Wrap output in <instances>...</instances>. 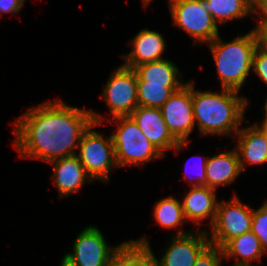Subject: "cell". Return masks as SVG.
Segmentation results:
<instances>
[{
  "label": "cell",
  "instance_id": "6da1fadb",
  "mask_svg": "<svg viewBox=\"0 0 267 266\" xmlns=\"http://www.w3.org/2000/svg\"><path fill=\"white\" fill-rule=\"evenodd\" d=\"M104 119L107 117L62 100L44 102L29 108L14 122V148L22 158L46 162L76 155L84 132Z\"/></svg>",
  "mask_w": 267,
  "mask_h": 266
},
{
  "label": "cell",
  "instance_id": "7a4b0ae2",
  "mask_svg": "<svg viewBox=\"0 0 267 266\" xmlns=\"http://www.w3.org/2000/svg\"><path fill=\"white\" fill-rule=\"evenodd\" d=\"M238 94V91L225 88H221L220 93L196 91L192 80L194 121L200 135H231L232 138L236 135L249 105V100Z\"/></svg>",
  "mask_w": 267,
  "mask_h": 266
},
{
  "label": "cell",
  "instance_id": "3957f363",
  "mask_svg": "<svg viewBox=\"0 0 267 266\" xmlns=\"http://www.w3.org/2000/svg\"><path fill=\"white\" fill-rule=\"evenodd\" d=\"M209 46L217 67L221 88L240 91L252 70L253 55L258 46L257 34L252 28L243 36L224 42L220 35Z\"/></svg>",
  "mask_w": 267,
  "mask_h": 266
},
{
  "label": "cell",
  "instance_id": "277c9868",
  "mask_svg": "<svg viewBox=\"0 0 267 266\" xmlns=\"http://www.w3.org/2000/svg\"><path fill=\"white\" fill-rule=\"evenodd\" d=\"M118 128L111 134L117 166L136 165L143 166L145 163L164 157L130 116L116 117Z\"/></svg>",
  "mask_w": 267,
  "mask_h": 266
},
{
  "label": "cell",
  "instance_id": "5b68a950",
  "mask_svg": "<svg viewBox=\"0 0 267 266\" xmlns=\"http://www.w3.org/2000/svg\"><path fill=\"white\" fill-rule=\"evenodd\" d=\"M99 123H92L82 135L78 156L92 181L101 180L108 183L109 173L118 167L111 135L104 138L102 134L93 130Z\"/></svg>",
  "mask_w": 267,
  "mask_h": 266
},
{
  "label": "cell",
  "instance_id": "8992f818",
  "mask_svg": "<svg viewBox=\"0 0 267 266\" xmlns=\"http://www.w3.org/2000/svg\"><path fill=\"white\" fill-rule=\"evenodd\" d=\"M129 241L110 247L96 226H87L76 237L73 252L62 258L70 266H111L116 255Z\"/></svg>",
  "mask_w": 267,
  "mask_h": 266
},
{
  "label": "cell",
  "instance_id": "52a82bcc",
  "mask_svg": "<svg viewBox=\"0 0 267 266\" xmlns=\"http://www.w3.org/2000/svg\"><path fill=\"white\" fill-rule=\"evenodd\" d=\"M173 25L193 38V44L211 43L219 36L218 24L202 7V0H168Z\"/></svg>",
  "mask_w": 267,
  "mask_h": 266
},
{
  "label": "cell",
  "instance_id": "ba28073f",
  "mask_svg": "<svg viewBox=\"0 0 267 266\" xmlns=\"http://www.w3.org/2000/svg\"><path fill=\"white\" fill-rule=\"evenodd\" d=\"M252 217L251 206L242 203L236 194L229 201H219L215 220L207 231L210 244L222 248L232 238L251 231Z\"/></svg>",
  "mask_w": 267,
  "mask_h": 266
},
{
  "label": "cell",
  "instance_id": "9c48e42d",
  "mask_svg": "<svg viewBox=\"0 0 267 266\" xmlns=\"http://www.w3.org/2000/svg\"><path fill=\"white\" fill-rule=\"evenodd\" d=\"M113 118L130 116L138 107L137 74L124 65L110 75L101 94Z\"/></svg>",
  "mask_w": 267,
  "mask_h": 266
},
{
  "label": "cell",
  "instance_id": "30bf717a",
  "mask_svg": "<svg viewBox=\"0 0 267 266\" xmlns=\"http://www.w3.org/2000/svg\"><path fill=\"white\" fill-rule=\"evenodd\" d=\"M160 109L173 137L178 142H189V135L195 128L192 81L175 91Z\"/></svg>",
  "mask_w": 267,
  "mask_h": 266
},
{
  "label": "cell",
  "instance_id": "8fae6325",
  "mask_svg": "<svg viewBox=\"0 0 267 266\" xmlns=\"http://www.w3.org/2000/svg\"><path fill=\"white\" fill-rule=\"evenodd\" d=\"M210 244L206 230L185 232L178 228L161 259L154 256L156 266H194L200 253Z\"/></svg>",
  "mask_w": 267,
  "mask_h": 266
},
{
  "label": "cell",
  "instance_id": "7c38bea8",
  "mask_svg": "<svg viewBox=\"0 0 267 266\" xmlns=\"http://www.w3.org/2000/svg\"><path fill=\"white\" fill-rule=\"evenodd\" d=\"M130 117L163 155L167 150L174 149L179 153L182 148L187 147L188 142H178L168 130L161 109L138 106Z\"/></svg>",
  "mask_w": 267,
  "mask_h": 266
},
{
  "label": "cell",
  "instance_id": "4fadbf2b",
  "mask_svg": "<svg viewBox=\"0 0 267 266\" xmlns=\"http://www.w3.org/2000/svg\"><path fill=\"white\" fill-rule=\"evenodd\" d=\"M132 50L125 55H121L125 61L122 64L134 69L136 66L164 59L162 54L165 50V39L162 34L148 29H142L129 41Z\"/></svg>",
  "mask_w": 267,
  "mask_h": 266
},
{
  "label": "cell",
  "instance_id": "5bb4252c",
  "mask_svg": "<svg viewBox=\"0 0 267 266\" xmlns=\"http://www.w3.org/2000/svg\"><path fill=\"white\" fill-rule=\"evenodd\" d=\"M235 136L238 140L236 151L242 171L246 164L267 163V134L259 123L240 128Z\"/></svg>",
  "mask_w": 267,
  "mask_h": 266
},
{
  "label": "cell",
  "instance_id": "9a60e30c",
  "mask_svg": "<svg viewBox=\"0 0 267 266\" xmlns=\"http://www.w3.org/2000/svg\"><path fill=\"white\" fill-rule=\"evenodd\" d=\"M190 188L181 202L186 221L194 222L196 230H199L201 220L210 218L211 227L219 202L216 199V190L207 186H191Z\"/></svg>",
  "mask_w": 267,
  "mask_h": 266
},
{
  "label": "cell",
  "instance_id": "2e32d148",
  "mask_svg": "<svg viewBox=\"0 0 267 266\" xmlns=\"http://www.w3.org/2000/svg\"><path fill=\"white\" fill-rule=\"evenodd\" d=\"M49 163L53 164L52 178L59 191V199L79 191L86 179L93 182L77 155L58 158Z\"/></svg>",
  "mask_w": 267,
  "mask_h": 266
},
{
  "label": "cell",
  "instance_id": "e0dca14e",
  "mask_svg": "<svg viewBox=\"0 0 267 266\" xmlns=\"http://www.w3.org/2000/svg\"><path fill=\"white\" fill-rule=\"evenodd\" d=\"M206 171L207 187L216 190L219 186L232 184L242 172L236 149L208 157Z\"/></svg>",
  "mask_w": 267,
  "mask_h": 266
},
{
  "label": "cell",
  "instance_id": "ac0fdd59",
  "mask_svg": "<svg viewBox=\"0 0 267 266\" xmlns=\"http://www.w3.org/2000/svg\"><path fill=\"white\" fill-rule=\"evenodd\" d=\"M222 251L224 259L234 258L236 262L233 264L249 266H254L251 262L261 261L263 254H266L259 238L252 231L232 238L222 247Z\"/></svg>",
  "mask_w": 267,
  "mask_h": 266
},
{
  "label": "cell",
  "instance_id": "d6986e66",
  "mask_svg": "<svg viewBox=\"0 0 267 266\" xmlns=\"http://www.w3.org/2000/svg\"><path fill=\"white\" fill-rule=\"evenodd\" d=\"M134 70L137 74V82L165 84V87H182L186 84L180 80L182 75L179 68L167 58L140 64Z\"/></svg>",
  "mask_w": 267,
  "mask_h": 266
},
{
  "label": "cell",
  "instance_id": "ffe728a7",
  "mask_svg": "<svg viewBox=\"0 0 267 266\" xmlns=\"http://www.w3.org/2000/svg\"><path fill=\"white\" fill-rule=\"evenodd\" d=\"M253 4L251 0H202V7L218 25L253 14Z\"/></svg>",
  "mask_w": 267,
  "mask_h": 266
},
{
  "label": "cell",
  "instance_id": "44dd1931",
  "mask_svg": "<svg viewBox=\"0 0 267 266\" xmlns=\"http://www.w3.org/2000/svg\"><path fill=\"white\" fill-rule=\"evenodd\" d=\"M111 266H156L146 237L130 240L116 255Z\"/></svg>",
  "mask_w": 267,
  "mask_h": 266
},
{
  "label": "cell",
  "instance_id": "7402d4cb",
  "mask_svg": "<svg viewBox=\"0 0 267 266\" xmlns=\"http://www.w3.org/2000/svg\"><path fill=\"white\" fill-rule=\"evenodd\" d=\"M153 216L156 224L166 229H173L186 222L182 203L170 196L159 200L154 206Z\"/></svg>",
  "mask_w": 267,
  "mask_h": 266
},
{
  "label": "cell",
  "instance_id": "603a6c76",
  "mask_svg": "<svg viewBox=\"0 0 267 266\" xmlns=\"http://www.w3.org/2000/svg\"><path fill=\"white\" fill-rule=\"evenodd\" d=\"M181 87H165V84L137 82L138 106L161 108L170 96Z\"/></svg>",
  "mask_w": 267,
  "mask_h": 266
},
{
  "label": "cell",
  "instance_id": "cb8c5ba5",
  "mask_svg": "<svg viewBox=\"0 0 267 266\" xmlns=\"http://www.w3.org/2000/svg\"><path fill=\"white\" fill-rule=\"evenodd\" d=\"M251 231L259 238L267 254V200L257 210L253 209Z\"/></svg>",
  "mask_w": 267,
  "mask_h": 266
},
{
  "label": "cell",
  "instance_id": "d4e9b609",
  "mask_svg": "<svg viewBox=\"0 0 267 266\" xmlns=\"http://www.w3.org/2000/svg\"><path fill=\"white\" fill-rule=\"evenodd\" d=\"M224 259L222 248L209 244L198 256L194 266H221Z\"/></svg>",
  "mask_w": 267,
  "mask_h": 266
},
{
  "label": "cell",
  "instance_id": "484cf974",
  "mask_svg": "<svg viewBox=\"0 0 267 266\" xmlns=\"http://www.w3.org/2000/svg\"><path fill=\"white\" fill-rule=\"evenodd\" d=\"M267 85V51L257 46L253 55L252 71Z\"/></svg>",
  "mask_w": 267,
  "mask_h": 266
},
{
  "label": "cell",
  "instance_id": "4316f807",
  "mask_svg": "<svg viewBox=\"0 0 267 266\" xmlns=\"http://www.w3.org/2000/svg\"><path fill=\"white\" fill-rule=\"evenodd\" d=\"M200 159H201V161L198 164V169H196L197 173H195L196 177H194L195 180L193 178H190L189 176L187 177V174H185V176H184V180L187 181L190 184L192 183L191 184L192 187L193 186L194 187H196V186H206V172H207L206 171V164H207L208 157L207 158L200 157Z\"/></svg>",
  "mask_w": 267,
  "mask_h": 266
},
{
  "label": "cell",
  "instance_id": "83f0119b",
  "mask_svg": "<svg viewBox=\"0 0 267 266\" xmlns=\"http://www.w3.org/2000/svg\"><path fill=\"white\" fill-rule=\"evenodd\" d=\"M24 3V0H0V17L1 13H19Z\"/></svg>",
  "mask_w": 267,
  "mask_h": 266
},
{
  "label": "cell",
  "instance_id": "f1b7e54d",
  "mask_svg": "<svg viewBox=\"0 0 267 266\" xmlns=\"http://www.w3.org/2000/svg\"><path fill=\"white\" fill-rule=\"evenodd\" d=\"M254 30L258 38V46L267 51V22H257Z\"/></svg>",
  "mask_w": 267,
  "mask_h": 266
},
{
  "label": "cell",
  "instance_id": "f546056e",
  "mask_svg": "<svg viewBox=\"0 0 267 266\" xmlns=\"http://www.w3.org/2000/svg\"><path fill=\"white\" fill-rule=\"evenodd\" d=\"M253 13L259 18H257V22H267V0H256L253 4Z\"/></svg>",
  "mask_w": 267,
  "mask_h": 266
},
{
  "label": "cell",
  "instance_id": "4dcf8cb0",
  "mask_svg": "<svg viewBox=\"0 0 267 266\" xmlns=\"http://www.w3.org/2000/svg\"><path fill=\"white\" fill-rule=\"evenodd\" d=\"M261 127L263 128V130L266 132L267 134V119H263L262 123H261Z\"/></svg>",
  "mask_w": 267,
  "mask_h": 266
},
{
  "label": "cell",
  "instance_id": "1f68e13d",
  "mask_svg": "<svg viewBox=\"0 0 267 266\" xmlns=\"http://www.w3.org/2000/svg\"><path fill=\"white\" fill-rule=\"evenodd\" d=\"M263 109H264V110H263V111H264L263 114L265 115V116H264V119H267V98H266L265 105H264V108H263Z\"/></svg>",
  "mask_w": 267,
  "mask_h": 266
},
{
  "label": "cell",
  "instance_id": "d6a6232c",
  "mask_svg": "<svg viewBox=\"0 0 267 266\" xmlns=\"http://www.w3.org/2000/svg\"><path fill=\"white\" fill-rule=\"evenodd\" d=\"M153 0H142L144 7H148Z\"/></svg>",
  "mask_w": 267,
  "mask_h": 266
},
{
  "label": "cell",
  "instance_id": "836d02e7",
  "mask_svg": "<svg viewBox=\"0 0 267 266\" xmlns=\"http://www.w3.org/2000/svg\"><path fill=\"white\" fill-rule=\"evenodd\" d=\"M62 262L60 263V266H70L68 265L65 261L61 260Z\"/></svg>",
  "mask_w": 267,
  "mask_h": 266
},
{
  "label": "cell",
  "instance_id": "e575fe53",
  "mask_svg": "<svg viewBox=\"0 0 267 266\" xmlns=\"http://www.w3.org/2000/svg\"><path fill=\"white\" fill-rule=\"evenodd\" d=\"M221 266H222V265H221ZM232 266H249V265L233 264Z\"/></svg>",
  "mask_w": 267,
  "mask_h": 266
}]
</instances>
